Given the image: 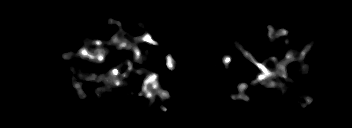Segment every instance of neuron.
<instances>
[{
    "mask_svg": "<svg viewBox=\"0 0 352 128\" xmlns=\"http://www.w3.org/2000/svg\"><path fill=\"white\" fill-rule=\"evenodd\" d=\"M107 23L114 24V20L108 19ZM138 26L140 28H144L145 24L139 23ZM268 31L269 32H268L267 36L270 39H274V35H276V37L282 35L284 38L285 37L287 38L288 31L285 29L276 30V32H275V30H272V28L270 26H268ZM119 36H124V31L121 30L119 33L115 34L113 36V39H112L110 45H119L120 48H122L123 50H125L127 48H131L134 51V53L136 54L135 60H137L138 59L137 57H139L140 53H141L139 45L138 44L132 45L130 43V41L128 40V38H126V37L119 38ZM138 40L142 41V42H146L149 45H156L161 48V46L152 39V37L149 33H147L143 37H138ZM314 43H315V40L309 41L305 46L302 47V49L300 50V52L297 55H295L296 54L295 51H293L289 55H285L283 62H276L275 56L270 57L269 58L270 61H272L275 66L274 69L267 68V66H265V63L255 61V59L252 57V55L250 53H248L243 48L242 44L241 45L238 44L236 48L238 49V51H241V53L244 57L249 59V61L253 62L261 70V73H259L256 78L250 79L249 82L255 83V84L260 83V82H262L263 84L264 83L269 84L271 86H274L275 88L282 89V94L285 96H287V95L289 96V94L287 93V89H284V88L286 86L285 84L289 83L290 80L285 79V81L282 82L278 79V74L279 75L281 74L282 76L285 75V71H288L287 65L289 64V62H291V60H293L294 56H298V59L300 61V65L302 68L301 71L299 72V74H295L294 78H296V75H300V74L304 75L305 73H307L309 71V67L304 65V61H305L306 54L310 51V49L314 45ZM94 44L96 46H100L102 44V41L95 40ZM89 48H90V44L85 43L83 48L79 50L76 57L89 58L92 61V63H94L95 65L96 64L99 65V64H101V62H103L105 60L106 56L108 55L107 49L96 48L94 53H90ZM62 57H63V60H65V59L68 60V58L72 59L75 56L73 53L69 52V53H63ZM172 58L173 57L171 56V53L167 54L164 58L165 59L164 61L167 65L168 69H173L175 67V62L173 61ZM231 60H232V57H230V56L224 57V64H226V69H228L227 63H229ZM302 61H303V63H302ZM127 63L129 65L128 66V70H129V68H131V66L133 65L130 57L127 59ZM118 69L119 68L114 67L109 73H106V74L104 73V74H100V75H97L95 73H89V72H87L83 76H81V75L79 76L78 74L73 75L74 77L71 78V81L73 83V86L78 91L79 96L81 98H85L86 95L83 92V86H82V84L84 83L85 80H89L92 82L98 81L99 83H102V84L103 83L113 84L117 87H120L121 85L128 86L126 84L128 82H125V78L128 77L127 73L124 72L120 76ZM73 70H77V66H76V68L72 67V66L68 67V72H74ZM158 76H159V74L149 72L147 74V76H145V78L143 79V85H142L141 92L131 93V96L134 97V95H137L140 97L141 95L145 94V96L149 100V103L151 106L154 105L153 104L154 103V95H153L154 92L162 99H165V98L169 99L170 96H169L168 92L160 90L161 84H159L157 81ZM237 87L240 92H239V94L233 95L232 99L241 100L242 98H244V100L248 102L250 100V96H249V94L246 95V93H245V91L248 88V85L245 83H239V85ZM149 88H151V89L149 90ZM109 89H110L109 87H103V86H99L96 89L95 95L98 98V102H100L99 99H102V93L105 91H108ZM298 93H299V96L302 100L305 99V103H303V101H302V106H305V105L310 104L312 102V100H313L312 96H310L308 94H302L299 91H298Z\"/></svg>",
    "mask_w": 352,
    "mask_h": 128,
    "instance_id": "neuron-1",
    "label": "neuron"
}]
</instances>
